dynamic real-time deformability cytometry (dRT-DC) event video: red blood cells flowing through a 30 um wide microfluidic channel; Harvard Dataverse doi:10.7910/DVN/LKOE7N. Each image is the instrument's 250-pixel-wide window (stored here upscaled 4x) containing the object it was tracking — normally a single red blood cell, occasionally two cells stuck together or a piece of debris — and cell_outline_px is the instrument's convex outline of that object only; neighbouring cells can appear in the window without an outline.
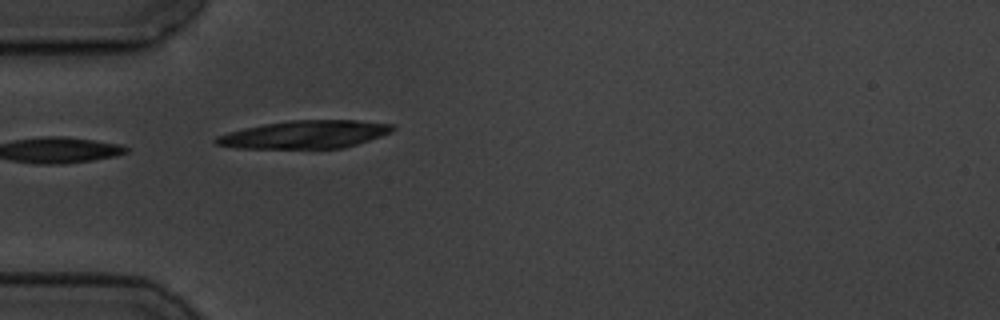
{"species": "common noctule bat (a hibernating species)", "species_latin": "Nyctalus noctula", "temperature_condition": "cold", "stored_images_in_passage": 3, "camera_frame_rate_fps": 3000, "um_per_image_px": 0.085, "animal": {"sex": "male", "body_mass_g": 19.5, "forearm_length_mm": 54.6}, "frame": {"image": 1, "passage_image": 3, "time_ms": 2.667, "image_size_px": [1000, 320], "cell_outline_px": [[396, 128], [392, 132], [344, 148], [236, 148], [216, 144], [212, 140], [216, 136], [228, 132], [244, 128], [264, 124], [288, 120], [356, 120], [396, 124]], "centroid_in_image_um": [25.92, 11.42], "position_along_channel_um": 59.1, "area_um2": 28.78}}